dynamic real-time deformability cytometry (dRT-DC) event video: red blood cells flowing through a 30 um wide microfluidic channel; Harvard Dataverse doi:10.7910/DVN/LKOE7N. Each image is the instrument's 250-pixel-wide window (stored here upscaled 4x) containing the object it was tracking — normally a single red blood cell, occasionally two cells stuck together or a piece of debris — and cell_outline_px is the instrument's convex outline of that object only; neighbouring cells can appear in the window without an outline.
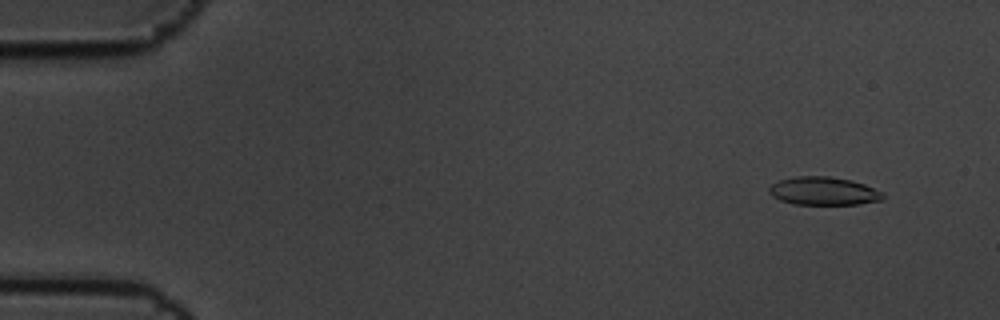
{"species": "common noctule bat (a hibernating species)", "species_latin": "Nyctalus noctula", "temperature_condition": "cold", "stored_images_in_passage": 6, "camera_frame_rate_fps": 3000, "um_per_image_px": 0.085, "animal": {"sex": "male", "body_mass_g": 19.5, "forearm_length_mm": 54.6}, "frame": {"image": 1, "passage_image": 2, "time_ms": 0.333, "image_size_px": [1000, 320], "cell_outline_px": [[884, 200], [860, 204], [792, 204], [780, 200], [772, 196], [768, 192], [768, 188], [772, 184], [780, 180], [796, 176], [828, 176], [852, 180], [864, 184], [884, 192]], "centroid_in_image_um": [70.02, 16.24], "position_along_channel_um": 15.0, "area_um2": 18.84}}